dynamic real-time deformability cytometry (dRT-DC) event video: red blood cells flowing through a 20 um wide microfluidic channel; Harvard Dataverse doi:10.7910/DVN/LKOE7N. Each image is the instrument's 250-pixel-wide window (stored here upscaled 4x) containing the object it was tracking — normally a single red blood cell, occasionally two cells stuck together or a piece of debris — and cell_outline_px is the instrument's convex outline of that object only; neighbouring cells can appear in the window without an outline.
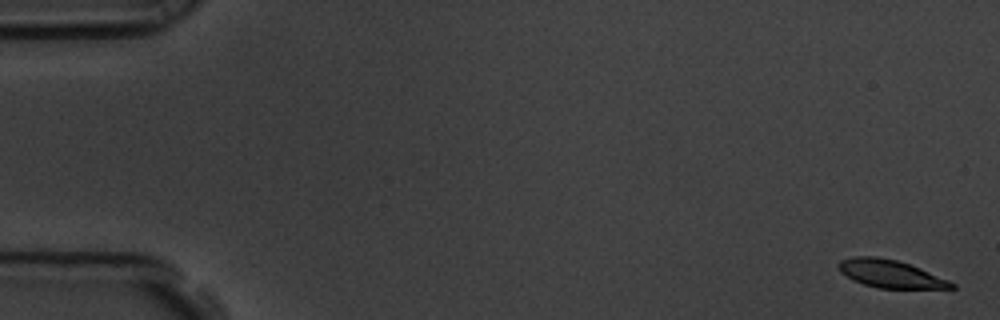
{"species": "common noctule bat (a hibernating species)", "species_latin": "Nyctalus noctula", "temperature_condition": "room temperature", "stored_images_in_passage": 9, "camera_frame_rate_fps": 3000, "um_per_image_px": 0.085, "animal": {"sex": "male", "body_mass_g": 19.5, "forearm_length_mm": 54.6}, "frame": {"image": 1, "passage_image": 1, "time_ms": 0.0, "image_size_px": [1000, 320], "cell_outline_px": [[956, 288], [876, 288], [852, 280], [840, 272], [836, 264], [840, 260], [852, 256], [876, 256], [896, 260], [920, 268], [948, 280], [956, 284]], "centroid_in_image_um": [75.62, 23.26], "position_along_channel_um": 9.4, "area_um2": 18.26}}
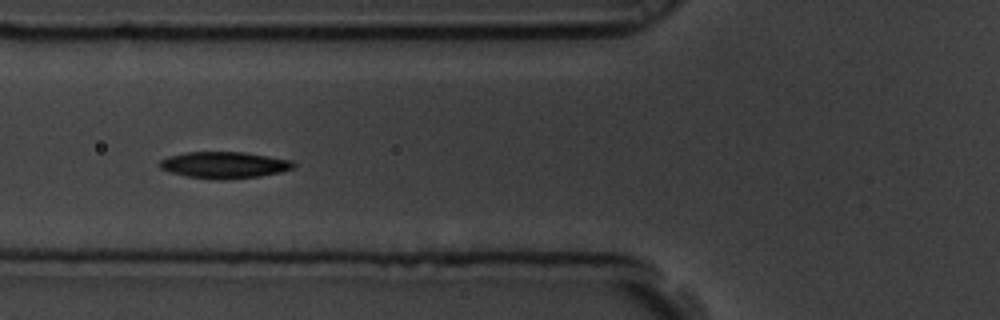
{"frame": {"image": 2, "passage_image": 7, "time_ms": 2.0, "image_size_px": [1000, 320], "cell_outline_px": [[296, 164], [292, 168], [280, 172], [260, 176], [224, 180], [216, 180], [188, 176], [172, 172], [160, 168], [160, 160], [168, 156], [188, 152], [244, 152], [292, 160]], "centroid_in_image_um": [19.08, 14.02], "position_along_channel_um": 106.7, "area_um2": 20.58}}
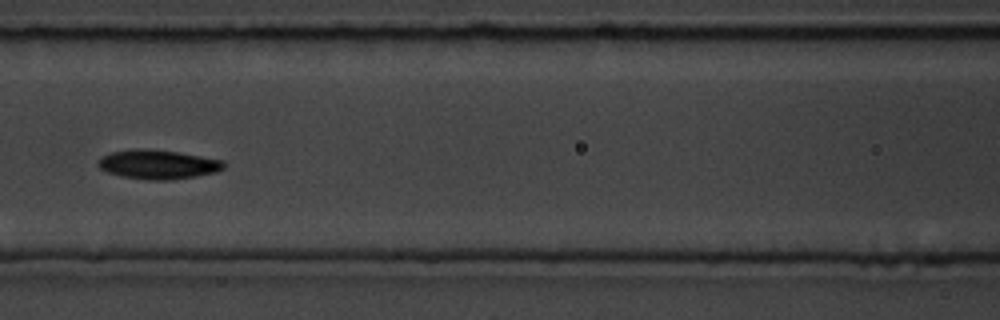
{"frame": {"image": 3, "passage_image": 8, "time_ms": 2.333, "image_size_px": [1000, 320], "cell_outline_px": [[224, 168], [216, 172], [196, 176], [168, 180], [148, 180], [120, 176], [108, 172], [100, 168], [96, 164], [104, 156], [112, 152], [136, 148], [140, 148], [176, 152], [224, 160]], "centroid_in_image_um": [13.43, 13.98], "position_along_channel_um": 153.2, "area_um2": 21.15}}